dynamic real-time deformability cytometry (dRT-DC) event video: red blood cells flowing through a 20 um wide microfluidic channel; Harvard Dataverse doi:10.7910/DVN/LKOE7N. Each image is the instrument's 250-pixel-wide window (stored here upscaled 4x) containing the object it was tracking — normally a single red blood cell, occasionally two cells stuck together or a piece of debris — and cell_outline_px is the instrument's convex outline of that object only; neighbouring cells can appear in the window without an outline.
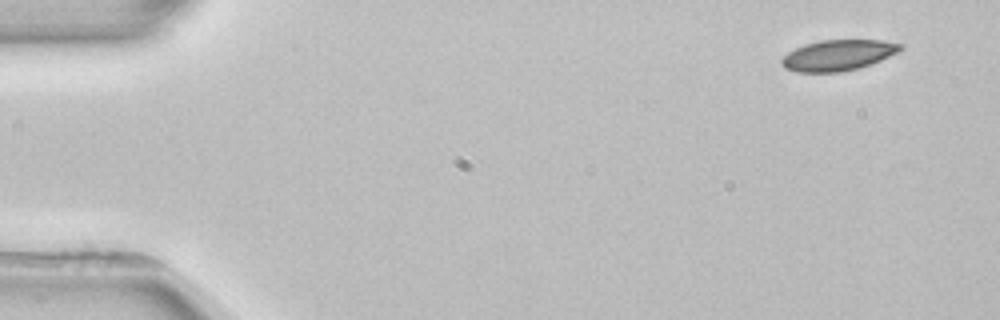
{"species": "common noctule bat (a hibernating species)", "species_latin": "Nyctalus noctula", "temperature_condition": "room temperature", "stored_images_in_passage": 5, "camera_frame_rate_fps": 3000, "um_per_image_px": 0.085, "animal": {"sex": "female", "body_mass_g": 22.7, "forearm_length_mm": 54.2}, "frame": {"image": 1, "passage_image": 1, "time_ms": 0.0, "image_size_px": [1000, 320], "cell_outline_px": [[904, 48], [880, 60], [856, 68], [840, 72], [796, 72], [784, 68], [780, 60], [788, 52], [804, 44], [820, 40], [884, 40], [904, 44]], "centroid_in_image_um": [71.21, 4.68], "position_along_channel_um": 13.8, "area_um2": 21.15}}
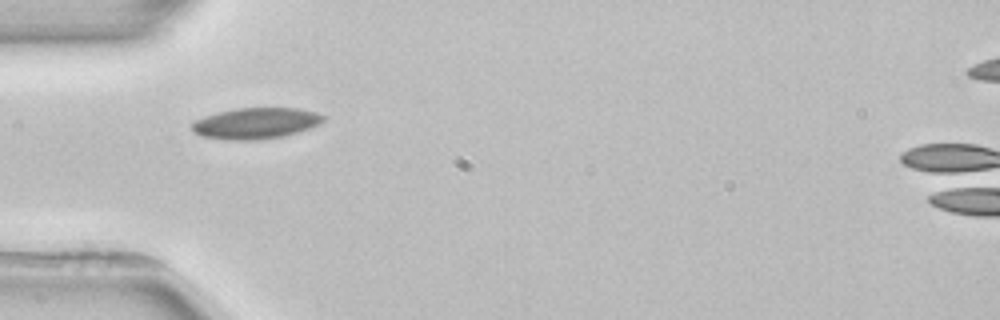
{"frame": {"image": 2, "passage_image": 4, "time_ms": 4.333, "image_size_px": [1000, 320], "cell_outline_px": [[324, 120], [320, 124], [284, 136], [256, 140], [228, 140], [200, 136], [192, 132], [192, 124], [196, 120], [204, 116], [216, 112], [236, 108], [296, 108], [316, 112], [324, 116]], "centroid_in_image_um": [21.7, 10.48], "position_along_channel_um": 63.3, "area_um2": 23.81}}